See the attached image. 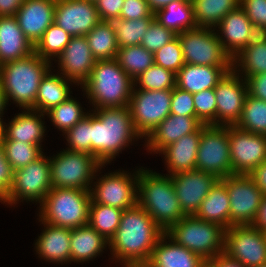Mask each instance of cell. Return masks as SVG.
<instances>
[{
	"label": "cell",
	"mask_w": 266,
	"mask_h": 267,
	"mask_svg": "<svg viewBox=\"0 0 266 267\" xmlns=\"http://www.w3.org/2000/svg\"><path fill=\"white\" fill-rule=\"evenodd\" d=\"M122 267H153L150 262L147 261H123L119 262Z\"/></svg>",
	"instance_id": "cell-60"
},
{
	"label": "cell",
	"mask_w": 266,
	"mask_h": 267,
	"mask_svg": "<svg viewBox=\"0 0 266 267\" xmlns=\"http://www.w3.org/2000/svg\"><path fill=\"white\" fill-rule=\"evenodd\" d=\"M137 204L166 232L184 216L170 175L139 168Z\"/></svg>",
	"instance_id": "cell-3"
},
{
	"label": "cell",
	"mask_w": 266,
	"mask_h": 267,
	"mask_svg": "<svg viewBox=\"0 0 266 267\" xmlns=\"http://www.w3.org/2000/svg\"><path fill=\"white\" fill-rule=\"evenodd\" d=\"M0 142L5 157L14 171L27 166L44 153L39 146L34 144L16 140H1Z\"/></svg>",
	"instance_id": "cell-44"
},
{
	"label": "cell",
	"mask_w": 266,
	"mask_h": 267,
	"mask_svg": "<svg viewBox=\"0 0 266 267\" xmlns=\"http://www.w3.org/2000/svg\"><path fill=\"white\" fill-rule=\"evenodd\" d=\"M195 117L210 125L216 119V96L214 89H207L193 94Z\"/></svg>",
	"instance_id": "cell-47"
},
{
	"label": "cell",
	"mask_w": 266,
	"mask_h": 267,
	"mask_svg": "<svg viewBox=\"0 0 266 267\" xmlns=\"http://www.w3.org/2000/svg\"><path fill=\"white\" fill-rule=\"evenodd\" d=\"M164 230L138 204L124 210L119 228L109 240L112 261H147ZM115 258V259H114ZM117 261V262H116Z\"/></svg>",
	"instance_id": "cell-1"
},
{
	"label": "cell",
	"mask_w": 266,
	"mask_h": 267,
	"mask_svg": "<svg viewBox=\"0 0 266 267\" xmlns=\"http://www.w3.org/2000/svg\"><path fill=\"white\" fill-rule=\"evenodd\" d=\"M233 174H248L266 161V135L228 126Z\"/></svg>",
	"instance_id": "cell-17"
},
{
	"label": "cell",
	"mask_w": 266,
	"mask_h": 267,
	"mask_svg": "<svg viewBox=\"0 0 266 267\" xmlns=\"http://www.w3.org/2000/svg\"><path fill=\"white\" fill-rule=\"evenodd\" d=\"M185 64L233 67V59L224 50L214 28L196 27L177 34Z\"/></svg>",
	"instance_id": "cell-9"
},
{
	"label": "cell",
	"mask_w": 266,
	"mask_h": 267,
	"mask_svg": "<svg viewBox=\"0 0 266 267\" xmlns=\"http://www.w3.org/2000/svg\"><path fill=\"white\" fill-rule=\"evenodd\" d=\"M248 175L252 178L256 186L266 196V161L256 166Z\"/></svg>",
	"instance_id": "cell-55"
},
{
	"label": "cell",
	"mask_w": 266,
	"mask_h": 267,
	"mask_svg": "<svg viewBox=\"0 0 266 267\" xmlns=\"http://www.w3.org/2000/svg\"><path fill=\"white\" fill-rule=\"evenodd\" d=\"M109 246V241L89 224L71 229L70 264L84 263L99 257Z\"/></svg>",
	"instance_id": "cell-30"
},
{
	"label": "cell",
	"mask_w": 266,
	"mask_h": 267,
	"mask_svg": "<svg viewBox=\"0 0 266 267\" xmlns=\"http://www.w3.org/2000/svg\"><path fill=\"white\" fill-rule=\"evenodd\" d=\"M116 60L134 80L154 64V53L141 45L122 47L118 49Z\"/></svg>",
	"instance_id": "cell-38"
},
{
	"label": "cell",
	"mask_w": 266,
	"mask_h": 267,
	"mask_svg": "<svg viewBox=\"0 0 266 267\" xmlns=\"http://www.w3.org/2000/svg\"><path fill=\"white\" fill-rule=\"evenodd\" d=\"M154 64L175 74L184 66L182 47L177 36L154 53Z\"/></svg>",
	"instance_id": "cell-46"
},
{
	"label": "cell",
	"mask_w": 266,
	"mask_h": 267,
	"mask_svg": "<svg viewBox=\"0 0 266 267\" xmlns=\"http://www.w3.org/2000/svg\"><path fill=\"white\" fill-rule=\"evenodd\" d=\"M98 169L90 188L91 203L127 210L137 205L139 169L134 173L117 170L99 177ZM128 172V173H127ZM132 174V175H131ZM99 177L96 179V177ZM94 187V188H93Z\"/></svg>",
	"instance_id": "cell-11"
},
{
	"label": "cell",
	"mask_w": 266,
	"mask_h": 267,
	"mask_svg": "<svg viewBox=\"0 0 266 267\" xmlns=\"http://www.w3.org/2000/svg\"><path fill=\"white\" fill-rule=\"evenodd\" d=\"M25 0H0V17L15 16Z\"/></svg>",
	"instance_id": "cell-57"
},
{
	"label": "cell",
	"mask_w": 266,
	"mask_h": 267,
	"mask_svg": "<svg viewBox=\"0 0 266 267\" xmlns=\"http://www.w3.org/2000/svg\"><path fill=\"white\" fill-rule=\"evenodd\" d=\"M215 31L232 59L259 35L240 6L223 17Z\"/></svg>",
	"instance_id": "cell-21"
},
{
	"label": "cell",
	"mask_w": 266,
	"mask_h": 267,
	"mask_svg": "<svg viewBox=\"0 0 266 267\" xmlns=\"http://www.w3.org/2000/svg\"><path fill=\"white\" fill-rule=\"evenodd\" d=\"M150 9L155 13L158 9L165 7L167 4L177 0H147Z\"/></svg>",
	"instance_id": "cell-59"
},
{
	"label": "cell",
	"mask_w": 266,
	"mask_h": 267,
	"mask_svg": "<svg viewBox=\"0 0 266 267\" xmlns=\"http://www.w3.org/2000/svg\"><path fill=\"white\" fill-rule=\"evenodd\" d=\"M88 112L83 110L81 103L71 96L58 106L51 108L45 114L52 124L63 134L78 123Z\"/></svg>",
	"instance_id": "cell-41"
},
{
	"label": "cell",
	"mask_w": 266,
	"mask_h": 267,
	"mask_svg": "<svg viewBox=\"0 0 266 267\" xmlns=\"http://www.w3.org/2000/svg\"><path fill=\"white\" fill-rule=\"evenodd\" d=\"M102 165L93 155L63 148L50 157L52 188L90 190L98 169Z\"/></svg>",
	"instance_id": "cell-8"
},
{
	"label": "cell",
	"mask_w": 266,
	"mask_h": 267,
	"mask_svg": "<svg viewBox=\"0 0 266 267\" xmlns=\"http://www.w3.org/2000/svg\"><path fill=\"white\" fill-rule=\"evenodd\" d=\"M51 70L53 68L47 72L40 82L35 105L31 108L32 110L46 113L72 96L70 84H76L65 78L58 71L54 74Z\"/></svg>",
	"instance_id": "cell-31"
},
{
	"label": "cell",
	"mask_w": 266,
	"mask_h": 267,
	"mask_svg": "<svg viewBox=\"0 0 266 267\" xmlns=\"http://www.w3.org/2000/svg\"><path fill=\"white\" fill-rule=\"evenodd\" d=\"M72 36L61 27L52 23L44 32L42 38L34 46V52L41 58L56 63Z\"/></svg>",
	"instance_id": "cell-40"
},
{
	"label": "cell",
	"mask_w": 266,
	"mask_h": 267,
	"mask_svg": "<svg viewBox=\"0 0 266 267\" xmlns=\"http://www.w3.org/2000/svg\"><path fill=\"white\" fill-rule=\"evenodd\" d=\"M154 16L156 21L176 35L197 27L191 0L170 2L165 7L158 9Z\"/></svg>",
	"instance_id": "cell-34"
},
{
	"label": "cell",
	"mask_w": 266,
	"mask_h": 267,
	"mask_svg": "<svg viewBox=\"0 0 266 267\" xmlns=\"http://www.w3.org/2000/svg\"><path fill=\"white\" fill-rule=\"evenodd\" d=\"M253 267H266V263L260 264V265H257V266H253Z\"/></svg>",
	"instance_id": "cell-63"
},
{
	"label": "cell",
	"mask_w": 266,
	"mask_h": 267,
	"mask_svg": "<svg viewBox=\"0 0 266 267\" xmlns=\"http://www.w3.org/2000/svg\"><path fill=\"white\" fill-rule=\"evenodd\" d=\"M204 221L216 223L225 230L230 227V201L225 184L219 179L195 215Z\"/></svg>",
	"instance_id": "cell-32"
},
{
	"label": "cell",
	"mask_w": 266,
	"mask_h": 267,
	"mask_svg": "<svg viewBox=\"0 0 266 267\" xmlns=\"http://www.w3.org/2000/svg\"><path fill=\"white\" fill-rule=\"evenodd\" d=\"M233 69L245 80L266 73V34H259L233 58Z\"/></svg>",
	"instance_id": "cell-33"
},
{
	"label": "cell",
	"mask_w": 266,
	"mask_h": 267,
	"mask_svg": "<svg viewBox=\"0 0 266 267\" xmlns=\"http://www.w3.org/2000/svg\"><path fill=\"white\" fill-rule=\"evenodd\" d=\"M235 126L247 132L266 135V101L248 93L241 117Z\"/></svg>",
	"instance_id": "cell-39"
},
{
	"label": "cell",
	"mask_w": 266,
	"mask_h": 267,
	"mask_svg": "<svg viewBox=\"0 0 266 267\" xmlns=\"http://www.w3.org/2000/svg\"><path fill=\"white\" fill-rule=\"evenodd\" d=\"M263 234H264V237H265V240H266V229L263 230Z\"/></svg>",
	"instance_id": "cell-64"
},
{
	"label": "cell",
	"mask_w": 266,
	"mask_h": 267,
	"mask_svg": "<svg viewBox=\"0 0 266 267\" xmlns=\"http://www.w3.org/2000/svg\"><path fill=\"white\" fill-rule=\"evenodd\" d=\"M6 107H7V102H6L4 92L0 84V117H3L4 110L6 109Z\"/></svg>",
	"instance_id": "cell-61"
},
{
	"label": "cell",
	"mask_w": 266,
	"mask_h": 267,
	"mask_svg": "<svg viewBox=\"0 0 266 267\" xmlns=\"http://www.w3.org/2000/svg\"><path fill=\"white\" fill-rule=\"evenodd\" d=\"M133 81V89L172 90L176 86V74L162 66L153 64Z\"/></svg>",
	"instance_id": "cell-43"
},
{
	"label": "cell",
	"mask_w": 266,
	"mask_h": 267,
	"mask_svg": "<svg viewBox=\"0 0 266 267\" xmlns=\"http://www.w3.org/2000/svg\"><path fill=\"white\" fill-rule=\"evenodd\" d=\"M196 170L213 174L219 179L233 175L228 126L207 125L201 131Z\"/></svg>",
	"instance_id": "cell-13"
},
{
	"label": "cell",
	"mask_w": 266,
	"mask_h": 267,
	"mask_svg": "<svg viewBox=\"0 0 266 267\" xmlns=\"http://www.w3.org/2000/svg\"><path fill=\"white\" fill-rule=\"evenodd\" d=\"M224 253L246 267L266 263V240L263 231L252 225L227 228L224 233Z\"/></svg>",
	"instance_id": "cell-16"
},
{
	"label": "cell",
	"mask_w": 266,
	"mask_h": 267,
	"mask_svg": "<svg viewBox=\"0 0 266 267\" xmlns=\"http://www.w3.org/2000/svg\"><path fill=\"white\" fill-rule=\"evenodd\" d=\"M171 99L172 90H132L128 106L134 128L142 140L170 115Z\"/></svg>",
	"instance_id": "cell-12"
},
{
	"label": "cell",
	"mask_w": 266,
	"mask_h": 267,
	"mask_svg": "<svg viewBox=\"0 0 266 267\" xmlns=\"http://www.w3.org/2000/svg\"><path fill=\"white\" fill-rule=\"evenodd\" d=\"M252 226L256 229H260L261 231L266 229V196L262 197L261 204L258 208V212Z\"/></svg>",
	"instance_id": "cell-58"
},
{
	"label": "cell",
	"mask_w": 266,
	"mask_h": 267,
	"mask_svg": "<svg viewBox=\"0 0 266 267\" xmlns=\"http://www.w3.org/2000/svg\"><path fill=\"white\" fill-rule=\"evenodd\" d=\"M3 129H4V121L2 117H0V141L3 138Z\"/></svg>",
	"instance_id": "cell-62"
},
{
	"label": "cell",
	"mask_w": 266,
	"mask_h": 267,
	"mask_svg": "<svg viewBox=\"0 0 266 267\" xmlns=\"http://www.w3.org/2000/svg\"><path fill=\"white\" fill-rule=\"evenodd\" d=\"M216 119L211 126H234L240 119L246 96L247 80L234 69L228 71L214 88Z\"/></svg>",
	"instance_id": "cell-15"
},
{
	"label": "cell",
	"mask_w": 266,
	"mask_h": 267,
	"mask_svg": "<svg viewBox=\"0 0 266 267\" xmlns=\"http://www.w3.org/2000/svg\"><path fill=\"white\" fill-rule=\"evenodd\" d=\"M182 211L186 216L196 215L202 201L219 180L201 170L180 172L171 176Z\"/></svg>",
	"instance_id": "cell-18"
},
{
	"label": "cell",
	"mask_w": 266,
	"mask_h": 267,
	"mask_svg": "<svg viewBox=\"0 0 266 267\" xmlns=\"http://www.w3.org/2000/svg\"><path fill=\"white\" fill-rule=\"evenodd\" d=\"M123 211L112 206L91 203L88 224L109 241L119 228Z\"/></svg>",
	"instance_id": "cell-37"
},
{
	"label": "cell",
	"mask_w": 266,
	"mask_h": 267,
	"mask_svg": "<svg viewBox=\"0 0 266 267\" xmlns=\"http://www.w3.org/2000/svg\"><path fill=\"white\" fill-rule=\"evenodd\" d=\"M165 233L178 245L198 254L207 262L224 252L225 229L195 215L184 216Z\"/></svg>",
	"instance_id": "cell-7"
},
{
	"label": "cell",
	"mask_w": 266,
	"mask_h": 267,
	"mask_svg": "<svg viewBox=\"0 0 266 267\" xmlns=\"http://www.w3.org/2000/svg\"><path fill=\"white\" fill-rule=\"evenodd\" d=\"M247 85L251 96L266 101V73L249 77Z\"/></svg>",
	"instance_id": "cell-54"
},
{
	"label": "cell",
	"mask_w": 266,
	"mask_h": 267,
	"mask_svg": "<svg viewBox=\"0 0 266 267\" xmlns=\"http://www.w3.org/2000/svg\"><path fill=\"white\" fill-rule=\"evenodd\" d=\"M148 261L153 267H207L206 260L178 245L166 233L155 244Z\"/></svg>",
	"instance_id": "cell-26"
},
{
	"label": "cell",
	"mask_w": 266,
	"mask_h": 267,
	"mask_svg": "<svg viewBox=\"0 0 266 267\" xmlns=\"http://www.w3.org/2000/svg\"><path fill=\"white\" fill-rule=\"evenodd\" d=\"M176 36L173 31L165 28L154 19L144 34L140 45L149 52L155 53Z\"/></svg>",
	"instance_id": "cell-48"
},
{
	"label": "cell",
	"mask_w": 266,
	"mask_h": 267,
	"mask_svg": "<svg viewBox=\"0 0 266 267\" xmlns=\"http://www.w3.org/2000/svg\"><path fill=\"white\" fill-rule=\"evenodd\" d=\"M203 124L196 117L168 115L145 139L147 152L158 154L184 135L196 132Z\"/></svg>",
	"instance_id": "cell-23"
},
{
	"label": "cell",
	"mask_w": 266,
	"mask_h": 267,
	"mask_svg": "<svg viewBox=\"0 0 266 267\" xmlns=\"http://www.w3.org/2000/svg\"><path fill=\"white\" fill-rule=\"evenodd\" d=\"M41 223L44 229L36 239L34 247L39 258L53 264L69 263L71 229Z\"/></svg>",
	"instance_id": "cell-27"
},
{
	"label": "cell",
	"mask_w": 266,
	"mask_h": 267,
	"mask_svg": "<svg viewBox=\"0 0 266 267\" xmlns=\"http://www.w3.org/2000/svg\"><path fill=\"white\" fill-rule=\"evenodd\" d=\"M90 190L52 188L39 205V222L74 229L88 224Z\"/></svg>",
	"instance_id": "cell-6"
},
{
	"label": "cell",
	"mask_w": 266,
	"mask_h": 267,
	"mask_svg": "<svg viewBox=\"0 0 266 267\" xmlns=\"http://www.w3.org/2000/svg\"><path fill=\"white\" fill-rule=\"evenodd\" d=\"M51 189L50 157L43 153L32 163L14 171L10 192L3 204L14 207L19 201L41 204Z\"/></svg>",
	"instance_id": "cell-10"
},
{
	"label": "cell",
	"mask_w": 266,
	"mask_h": 267,
	"mask_svg": "<svg viewBox=\"0 0 266 267\" xmlns=\"http://www.w3.org/2000/svg\"><path fill=\"white\" fill-rule=\"evenodd\" d=\"M1 70H2V63L0 62V76H1Z\"/></svg>",
	"instance_id": "cell-65"
},
{
	"label": "cell",
	"mask_w": 266,
	"mask_h": 267,
	"mask_svg": "<svg viewBox=\"0 0 266 267\" xmlns=\"http://www.w3.org/2000/svg\"><path fill=\"white\" fill-rule=\"evenodd\" d=\"M170 114L195 117L193 94L175 86L172 89Z\"/></svg>",
	"instance_id": "cell-50"
},
{
	"label": "cell",
	"mask_w": 266,
	"mask_h": 267,
	"mask_svg": "<svg viewBox=\"0 0 266 267\" xmlns=\"http://www.w3.org/2000/svg\"><path fill=\"white\" fill-rule=\"evenodd\" d=\"M47 61L35 52L30 55L2 64L0 84L7 105L13 101L19 108L31 109L35 105L41 80L52 69Z\"/></svg>",
	"instance_id": "cell-4"
},
{
	"label": "cell",
	"mask_w": 266,
	"mask_h": 267,
	"mask_svg": "<svg viewBox=\"0 0 266 267\" xmlns=\"http://www.w3.org/2000/svg\"><path fill=\"white\" fill-rule=\"evenodd\" d=\"M125 0H95L100 21L112 22L120 18L121 9Z\"/></svg>",
	"instance_id": "cell-53"
},
{
	"label": "cell",
	"mask_w": 266,
	"mask_h": 267,
	"mask_svg": "<svg viewBox=\"0 0 266 267\" xmlns=\"http://www.w3.org/2000/svg\"><path fill=\"white\" fill-rule=\"evenodd\" d=\"M207 267H246L240 261L222 252L207 262Z\"/></svg>",
	"instance_id": "cell-56"
},
{
	"label": "cell",
	"mask_w": 266,
	"mask_h": 267,
	"mask_svg": "<svg viewBox=\"0 0 266 267\" xmlns=\"http://www.w3.org/2000/svg\"><path fill=\"white\" fill-rule=\"evenodd\" d=\"M91 112V155L102 165L111 163L119 152L142 139L134 128L129 106Z\"/></svg>",
	"instance_id": "cell-2"
},
{
	"label": "cell",
	"mask_w": 266,
	"mask_h": 267,
	"mask_svg": "<svg viewBox=\"0 0 266 267\" xmlns=\"http://www.w3.org/2000/svg\"><path fill=\"white\" fill-rule=\"evenodd\" d=\"M54 23L71 36H86L99 22L90 0H56Z\"/></svg>",
	"instance_id": "cell-19"
},
{
	"label": "cell",
	"mask_w": 266,
	"mask_h": 267,
	"mask_svg": "<svg viewBox=\"0 0 266 267\" xmlns=\"http://www.w3.org/2000/svg\"><path fill=\"white\" fill-rule=\"evenodd\" d=\"M56 0H25L15 14L20 29L35 46L54 23Z\"/></svg>",
	"instance_id": "cell-22"
},
{
	"label": "cell",
	"mask_w": 266,
	"mask_h": 267,
	"mask_svg": "<svg viewBox=\"0 0 266 267\" xmlns=\"http://www.w3.org/2000/svg\"><path fill=\"white\" fill-rule=\"evenodd\" d=\"M155 17H145L138 20L116 19L112 21L116 41L119 48L140 45L144 34Z\"/></svg>",
	"instance_id": "cell-42"
},
{
	"label": "cell",
	"mask_w": 266,
	"mask_h": 267,
	"mask_svg": "<svg viewBox=\"0 0 266 267\" xmlns=\"http://www.w3.org/2000/svg\"><path fill=\"white\" fill-rule=\"evenodd\" d=\"M14 177V170L5 157L3 147L0 142V202L7 198Z\"/></svg>",
	"instance_id": "cell-52"
},
{
	"label": "cell",
	"mask_w": 266,
	"mask_h": 267,
	"mask_svg": "<svg viewBox=\"0 0 266 267\" xmlns=\"http://www.w3.org/2000/svg\"><path fill=\"white\" fill-rule=\"evenodd\" d=\"M233 67L200 66L184 64L176 74V87L189 93L214 89Z\"/></svg>",
	"instance_id": "cell-28"
},
{
	"label": "cell",
	"mask_w": 266,
	"mask_h": 267,
	"mask_svg": "<svg viewBox=\"0 0 266 267\" xmlns=\"http://www.w3.org/2000/svg\"><path fill=\"white\" fill-rule=\"evenodd\" d=\"M56 61L60 74L82 86L88 80L97 60L91 52L86 36H72Z\"/></svg>",
	"instance_id": "cell-20"
},
{
	"label": "cell",
	"mask_w": 266,
	"mask_h": 267,
	"mask_svg": "<svg viewBox=\"0 0 266 267\" xmlns=\"http://www.w3.org/2000/svg\"><path fill=\"white\" fill-rule=\"evenodd\" d=\"M86 38L96 60L116 59L119 47L112 22L100 21Z\"/></svg>",
	"instance_id": "cell-36"
},
{
	"label": "cell",
	"mask_w": 266,
	"mask_h": 267,
	"mask_svg": "<svg viewBox=\"0 0 266 267\" xmlns=\"http://www.w3.org/2000/svg\"><path fill=\"white\" fill-rule=\"evenodd\" d=\"M206 126V124H203L196 132L182 136L159 152V155H164L168 172L166 175L172 176L180 172L196 169L201 131Z\"/></svg>",
	"instance_id": "cell-24"
},
{
	"label": "cell",
	"mask_w": 266,
	"mask_h": 267,
	"mask_svg": "<svg viewBox=\"0 0 266 267\" xmlns=\"http://www.w3.org/2000/svg\"><path fill=\"white\" fill-rule=\"evenodd\" d=\"M85 117L64 134L67 150L91 154V109Z\"/></svg>",
	"instance_id": "cell-45"
},
{
	"label": "cell",
	"mask_w": 266,
	"mask_h": 267,
	"mask_svg": "<svg viewBox=\"0 0 266 267\" xmlns=\"http://www.w3.org/2000/svg\"><path fill=\"white\" fill-rule=\"evenodd\" d=\"M240 7L247 14L258 34H266V0H240Z\"/></svg>",
	"instance_id": "cell-49"
},
{
	"label": "cell",
	"mask_w": 266,
	"mask_h": 267,
	"mask_svg": "<svg viewBox=\"0 0 266 267\" xmlns=\"http://www.w3.org/2000/svg\"><path fill=\"white\" fill-rule=\"evenodd\" d=\"M197 27L214 28L229 12L240 6V0H191Z\"/></svg>",
	"instance_id": "cell-35"
},
{
	"label": "cell",
	"mask_w": 266,
	"mask_h": 267,
	"mask_svg": "<svg viewBox=\"0 0 266 267\" xmlns=\"http://www.w3.org/2000/svg\"><path fill=\"white\" fill-rule=\"evenodd\" d=\"M22 113L14 116L9 123L4 122L3 138L1 140H16L39 146L43 151L41 142L46 132L45 113L32 109H23Z\"/></svg>",
	"instance_id": "cell-25"
},
{
	"label": "cell",
	"mask_w": 266,
	"mask_h": 267,
	"mask_svg": "<svg viewBox=\"0 0 266 267\" xmlns=\"http://www.w3.org/2000/svg\"><path fill=\"white\" fill-rule=\"evenodd\" d=\"M133 87V79L116 59L97 60L88 80L81 86L92 109L128 106Z\"/></svg>",
	"instance_id": "cell-5"
},
{
	"label": "cell",
	"mask_w": 266,
	"mask_h": 267,
	"mask_svg": "<svg viewBox=\"0 0 266 267\" xmlns=\"http://www.w3.org/2000/svg\"><path fill=\"white\" fill-rule=\"evenodd\" d=\"M230 201V227L252 225L263 197L248 174H233L220 179Z\"/></svg>",
	"instance_id": "cell-14"
},
{
	"label": "cell",
	"mask_w": 266,
	"mask_h": 267,
	"mask_svg": "<svg viewBox=\"0 0 266 267\" xmlns=\"http://www.w3.org/2000/svg\"><path fill=\"white\" fill-rule=\"evenodd\" d=\"M34 52L15 16L0 17V62L2 64L24 58Z\"/></svg>",
	"instance_id": "cell-29"
},
{
	"label": "cell",
	"mask_w": 266,
	"mask_h": 267,
	"mask_svg": "<svg viewBox=\"0 0 266 267\" xmlns=\"http://www.w3.org/2000/svg\"><path fill=\"white\" fill-rule=\"evenodd\" d=\"M145 17H155L147 0H125L120 13L124 20H138Z\"/></svg>",
	"instance_id": "cell-51"
}]
</instances>
